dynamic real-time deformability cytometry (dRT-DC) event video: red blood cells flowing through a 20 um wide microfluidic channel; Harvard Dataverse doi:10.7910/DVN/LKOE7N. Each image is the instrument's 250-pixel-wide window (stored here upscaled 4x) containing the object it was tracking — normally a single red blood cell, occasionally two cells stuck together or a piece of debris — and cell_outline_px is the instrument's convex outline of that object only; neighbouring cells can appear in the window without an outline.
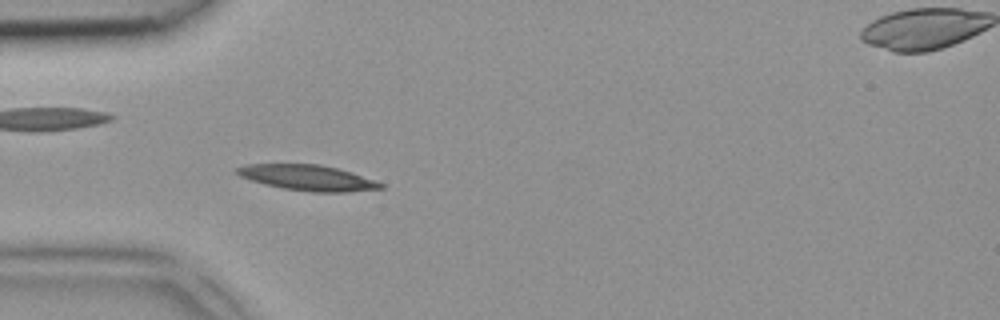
{"species": "common noctule bat (a hibernating species)", "species_latin": "Nyctalus noctula", "temperature_condition": "room temperature", "stored_images_in_passage": 3, "segment_of_instrument_passage": [1, 2], "camera_frame_rate_fps": 3000, "um_per_image_px": 0.085, "animal": {"sex": "female", "body_mass_g": 18.4}, "frame": {"image": 1, "passage_image": 2, "time_ms": 0.333, "image_size_px": [1000, 320], "cell_outline_px": [[384, 188], [348, 192], [312, 192], [284, 188], [264, 184], [240, 176], [236, 172], [236, 168], [248, 164], [320, 164], [352, 172], [384, 184]], "centroid_in_image_um": [26.17, 15.11], "position_along_channel_um": 58.8, "area_um2": 21.21}}